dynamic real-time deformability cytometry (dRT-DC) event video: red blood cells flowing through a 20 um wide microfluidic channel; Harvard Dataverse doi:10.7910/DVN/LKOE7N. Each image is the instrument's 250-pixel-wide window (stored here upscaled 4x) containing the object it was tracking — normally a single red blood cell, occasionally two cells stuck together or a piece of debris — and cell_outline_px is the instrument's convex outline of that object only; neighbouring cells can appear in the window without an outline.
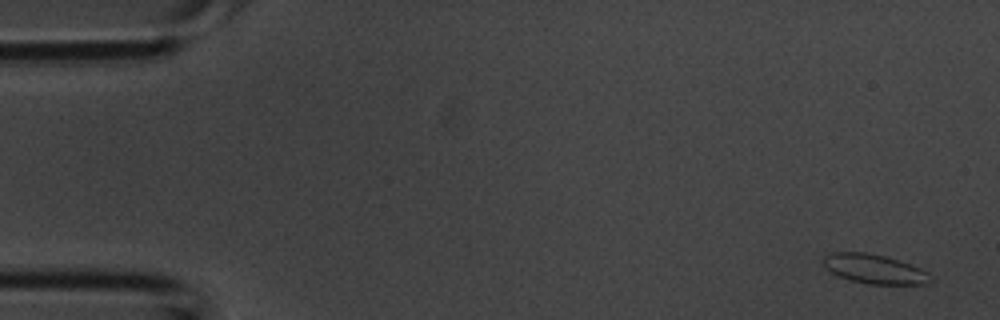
{"species": "common noctule bat (a hibernating species)", "species_latin": "Nyctalus noctula", "temperature_condition": "room temperature", "stored_images_in_passage": 5, "camera_frame_rate_fps": 3000, "um_per_image_px": 0.085, "animal": {"sex": "male", "body_mass_g": 20.1, "forearm_length_mm": 53.5}, "frame": {"image": 1, "passage_image": 1, "time_ms": 0.0, "image_size_px": [1000, 320], "cell_outline_px": [[936, 280], [928, 284], [868, 284], [848, 280], [832, 272], [824, 264], [824, 256], [828, 252], [864, 252], [884, 256], [900, 260], [920, 268], [928, 272]], "centroid_in_image_um": [74.39, 22.87], "position_along_channel_um": 10.6, "area_um2": 18.44}}